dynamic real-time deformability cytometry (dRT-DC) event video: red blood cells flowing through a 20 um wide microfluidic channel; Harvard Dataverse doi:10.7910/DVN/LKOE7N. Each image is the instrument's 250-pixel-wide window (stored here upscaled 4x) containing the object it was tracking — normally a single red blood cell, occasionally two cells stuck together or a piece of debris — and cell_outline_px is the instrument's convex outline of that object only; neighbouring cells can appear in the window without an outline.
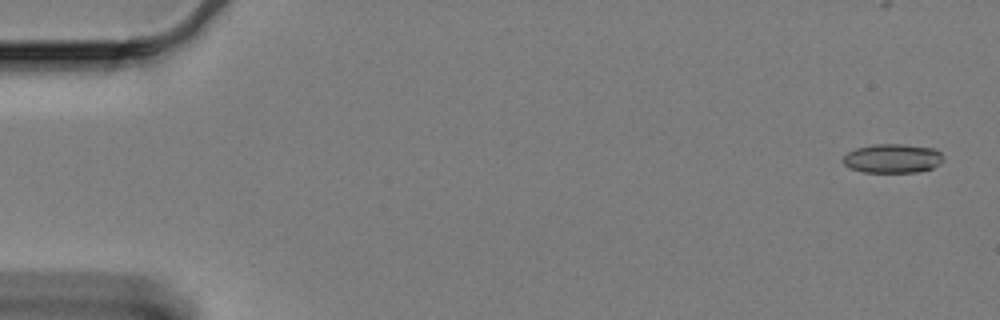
{"species": "Egyptian fruit bat (a non-hibernating species)", "species_latin": "Rousettus aegyptiacus", "temperature_condition": "cold", "stored_images_in_passage": 7, "camera_frame_rate_fps": 3000, "um_per_image_px": 0.085, "animal": {"sex": "female"}, "frame": {"image": 1, "passage_image": 3, "time_ms": 0.667, "image_size_px": [1000, 320], "cell_outline_px": [[940, 164], [932, 168], [916, 172], [864, 172], [848, 168], [844, 164], [844, 156], [848, 152], [856, 148], [872, 144], [904, 144], [936, 148], [940, 152]], "centroid_in_image_um": [75.84, 13.46], "position_along_channel_um": 9.2, "area_um2": 16.94}}